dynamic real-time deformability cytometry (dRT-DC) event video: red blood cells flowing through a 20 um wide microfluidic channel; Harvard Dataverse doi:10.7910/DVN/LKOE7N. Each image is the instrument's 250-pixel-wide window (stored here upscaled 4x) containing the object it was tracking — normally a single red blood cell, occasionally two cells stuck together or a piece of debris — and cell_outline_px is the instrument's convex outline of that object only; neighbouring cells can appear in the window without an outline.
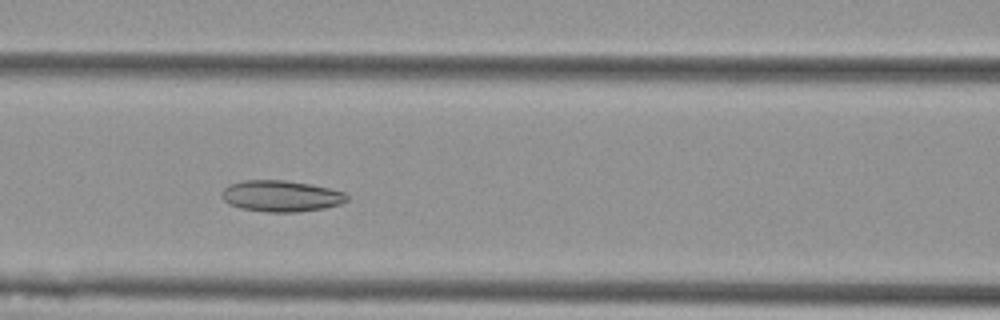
{"species": "Egyptian fruit bat (a non-hibernating species)", "species_latin": "Rousettus aegyptiacus", "temperature_condition": "cold", "stored_images_in_passage": 49, "camera_frame_rate_fps": 3000, "um_per_image_px": 0.085, "animal": {"sex": "female"}, "frame": {"image": 1, "passage_image": 17, "time_ms": 5.333, "image_size_px": [1000, 320], "cell_outline_px": [[348, 200], [340, 204], [324, 208], [296, 212], [268, 212], [240, 208], [228, 204], [224, 200], [220, 192], [228, 184], [244, 180], [284, 180], [308, 184], [328, 188], [344, 192], [348, 196]], "centroid_in_image_um": [23.85, 16.66], "position_along_channel_um": 142.7, "area_um2": 22.77}}
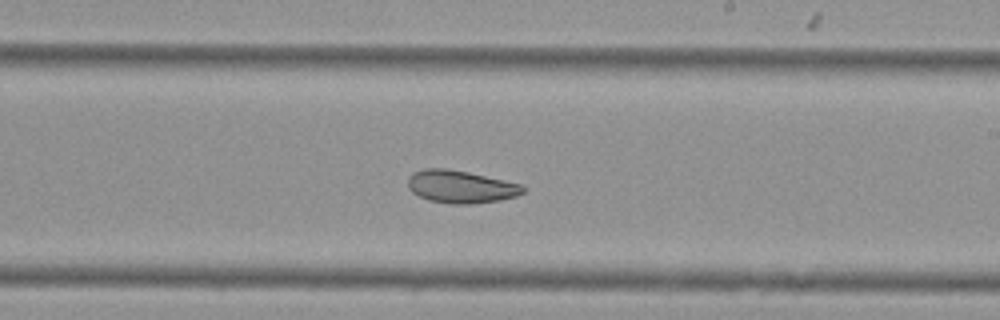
{"frame": {"image": 2, "passage_image": 26, "time_ms": 8.333, "image_size_px": [1000, 320], "cell_outline_px": [[524, 192], [516, 196], [500, 200], [468, 204], [452, 204], [428, 200], [412, 192], [408, 188], [408, 176], [412, 172], [424, 168], [444, 168], [468, 172], [520, 184], [524, 188]], "centroid_in_image_um": [39.11, 15.87], "position_along_channel_um": 249.9, "area_um2": 21.79}}
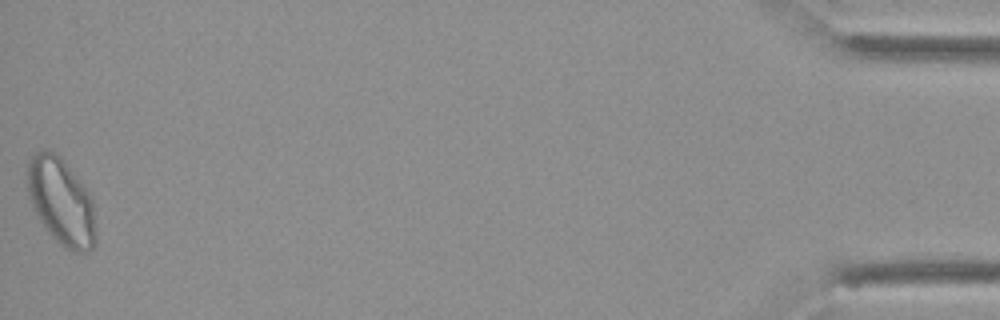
{"frame": {"image": 3, "passage_image": 49, "time_ms": 16.0, "image_size_px": [1000, 320], "cell_outline_px": [[96, 244], [88, 252], [76, 252], [64, 248], [44, 228], [28, 196], [28, 164], [32, 156], [36, 152], [44, 148], [48, 148], [60, 156], [92, 196], [96, 236]], "centroid_in_image_um": [5.22, 17.15], "position_along_channel_um": 430.0, "area_um2": 34.62}, "authors_computed_cell_mechanics": {"area_um2": 25.9522, "velocity_mm_per_s": 3.5947, "shape_relaxation_time_tau1_ms": null, "shape_relaxation_time_tau2_ms": 4.1153, "deformation_change_tau1": null, "deformation_change_tau2": 0.0869}}